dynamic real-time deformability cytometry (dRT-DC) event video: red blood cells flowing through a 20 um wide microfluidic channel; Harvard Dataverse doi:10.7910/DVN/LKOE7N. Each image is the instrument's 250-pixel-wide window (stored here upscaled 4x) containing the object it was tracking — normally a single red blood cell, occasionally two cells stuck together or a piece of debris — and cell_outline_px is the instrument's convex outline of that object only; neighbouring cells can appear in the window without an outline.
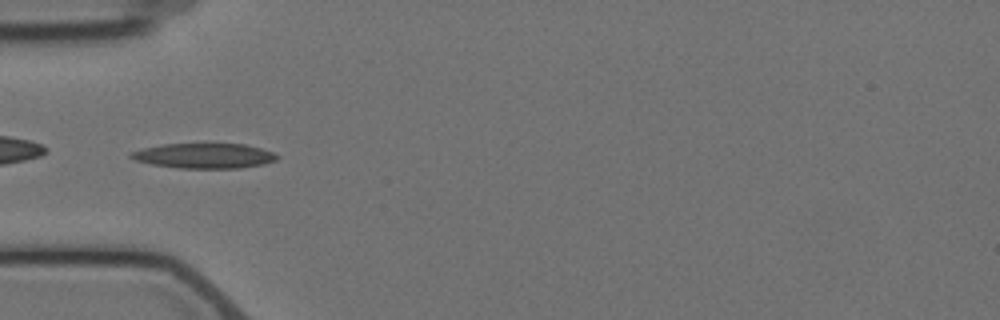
{"species": "Egyptian fruit bat (a non-hibernating species)", "species_latin": "Rousettus aegyptiacus", "temperature_condition": "cold", "stored_images_in_passage": 5, "camera_frame_rate_fps": 3000, "um_per_image_px": 0.085, "animal": {"sex": "female"}, "frame": {"image": 1, "passage_image": 5, "time_ms": 5.333, "image_size_px": [1000, 320], "cell_outline_px": [[280, 156], [276, 160], [264, 164], [240, 168], [176, 168], [152, 164], [136, 160], [128, 156], [128, 152], [144, 148], [164, 144], [244, 144], [260, 148], [272, 152]], "centroid_in_image_um": [17.35, 13.24], "position_along_channel_um": 67.7, "area_um2": 21.27}}